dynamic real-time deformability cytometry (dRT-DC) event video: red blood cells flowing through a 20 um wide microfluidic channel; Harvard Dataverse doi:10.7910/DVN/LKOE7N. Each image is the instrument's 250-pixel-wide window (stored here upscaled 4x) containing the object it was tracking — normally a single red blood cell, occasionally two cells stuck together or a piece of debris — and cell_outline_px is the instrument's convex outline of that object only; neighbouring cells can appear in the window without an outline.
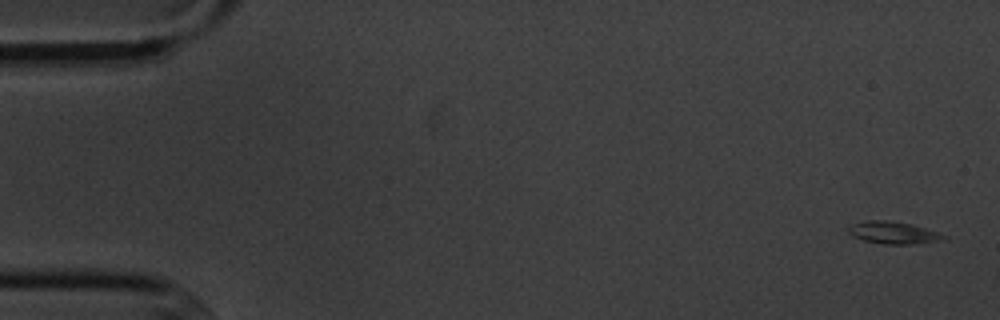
{"species": "common noctule bat (a hibernating species)", "species_latin": "Nyctalus noctula", "temperature_condition": "cold", "stored_images_in_passage": 4, "camera_frame_rate_fps": 3000, "um_per_image_px": 0.085, "animal": {"sex": "male", "body_mass_g": 20.1, "forearm_length_mm": 53.5}, "frame": {"image": 1, "passage_image": 1, "time_ms": 0.0, "image_size_px": [1000, 320], "cell_outline_px": [[948, 240], [916, 244], [884, 244], [864, 240], [852, 236], [848, 232], [848, 224], [868, 220], [888, 220], [912, 224], [948, 236]], "centroid_in_image_um": [75.94, 19.78], "position_along_channel_um": 9.1, "area_um2": 12.54}}